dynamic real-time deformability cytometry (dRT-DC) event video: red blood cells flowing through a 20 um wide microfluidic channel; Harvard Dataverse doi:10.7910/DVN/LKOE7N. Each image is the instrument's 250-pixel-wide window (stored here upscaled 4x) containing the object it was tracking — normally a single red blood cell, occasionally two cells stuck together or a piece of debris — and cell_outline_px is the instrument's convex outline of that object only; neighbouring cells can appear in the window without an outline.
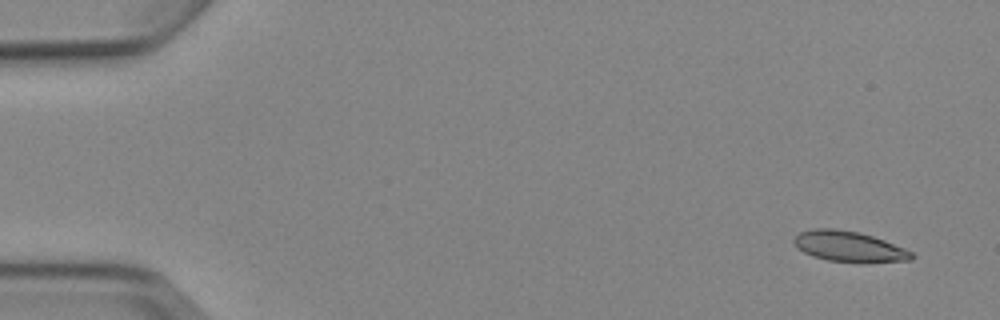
{"species": "Egyptian fruit bat (a non-hibernating species)", "species_latin": "Rousettus aegyptiacus", "temperature_condition": "cold", "stored_images_in_passage": 5, "camera_frame_rate_fps": 3000, "um_per_image_px": 0.085, "animal": {"sex": "female"}, "frame": {"image": 1, "passage_image": 1, "time_ms": 0.0, "image_size_px": [1000, 320], "cell_outline_px": [[916, 256], [912, 260], [828, 260], [812, 256], [796, 248], [792, 240], [800, 232], [812, 228], [832, 228], [860, 232], [884, 240], [904, 248], [912, 252]], "centroid_in_image_um": [72.09, 20.9], "position_along_channel_um": 12.9, "area_um2": 20.23}}
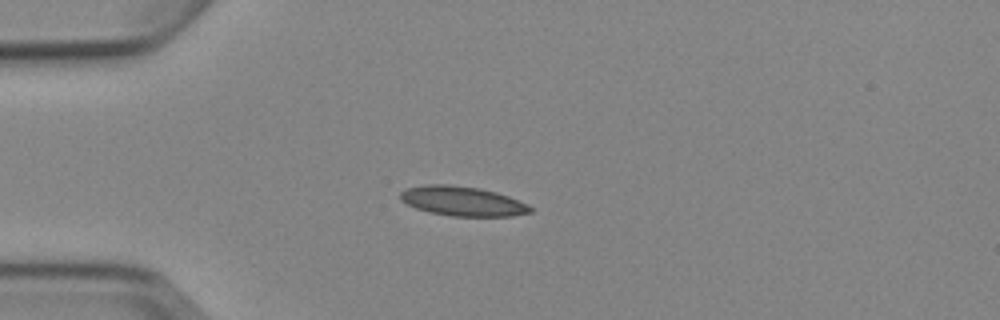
{"frame": {"image": 2, "passage_image": 4, "time_ms": 3.667, "image_size_px": [1000, 320], "cell_outline_px": [[532, 212], [512, 216], [452, 216], [428, 212], [416, 208], [400, 200], [400, 192], [408, 188], [428, 184], [448, 184], [480, 188], [496, 192], [508, 196], [528, 204], [532, 208]], "centroid_in_image_um": [39.32, 17.1], "position_along_channel_um": 45.7, "area_um2": 22.37}}